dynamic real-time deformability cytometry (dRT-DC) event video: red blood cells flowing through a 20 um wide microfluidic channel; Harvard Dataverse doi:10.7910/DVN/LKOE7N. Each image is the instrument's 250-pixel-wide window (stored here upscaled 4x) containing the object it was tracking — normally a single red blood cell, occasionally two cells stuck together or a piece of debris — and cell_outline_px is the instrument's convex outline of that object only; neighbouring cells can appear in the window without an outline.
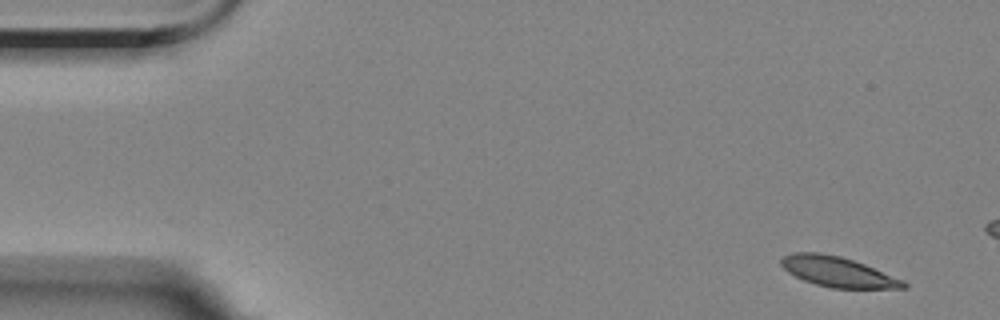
{"species": "Egyptian fruit bat (a non-hibernating species)", "species_latin": "Rousettus aegyptiacus", "temperature_condition": "room temperature", "stored_images_in_passage": 3, "camera_frame_rate_fps": 3000, "um_per_image_px": 0.085, "animal": {"sex": "female"}, "frame": {"image": 1, "passage_image": 1, "time_ms": 0.0, "image_size_px": [1000, 320], "cell_outline_px": [[908, 288], [832, 288], [816, 284], [804, 280], [788, 272], [780, 264], [780, 260], [784, 256], [792, 252], [820, 252], [840, 256], [864, 264], [904, 280], [908, 284]], "centroid_in_image_um": [71.21, 23.1], "position_along_channel_um": 13.8, "area_um2": 21.39}}